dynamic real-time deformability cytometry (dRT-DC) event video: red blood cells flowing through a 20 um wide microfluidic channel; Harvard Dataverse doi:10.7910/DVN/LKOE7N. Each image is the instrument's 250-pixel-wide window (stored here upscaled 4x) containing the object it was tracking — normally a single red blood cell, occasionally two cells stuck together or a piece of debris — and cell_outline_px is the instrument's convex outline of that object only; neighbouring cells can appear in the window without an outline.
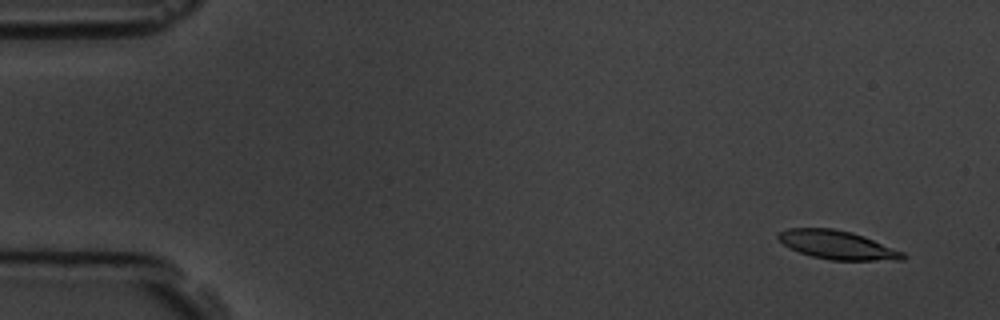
{"species": "common noctule bat (a hibernating species)", "species_latin": "Nyctalus noctula", "temperature_condition": "room temperature", "stored_images_in_passage": 7, "camera_frame_rate_fps": 3000, "um_per_image_px": 0.085, "animal": {"sex": "male", "body_mass_g": 19.5, "forearm_length_mm": 54.6}, "frame": {"image": 1, "passage_image": 2, "time_ms": 1.0, "image_size_px": [1000, 320], "cell_outline_px": [[908, 256], [904, 260], [832, 260], [812, 256], [800, 252], [784, 244], [776, 236], [780, 232], [788, 228], [832, 228], [852, 232], [864, 236], [904, 252]], "centroid_in_image_um": [71.22, 20.82], "position_along_channel_um": 13.8, "area_um2": 20.63}}
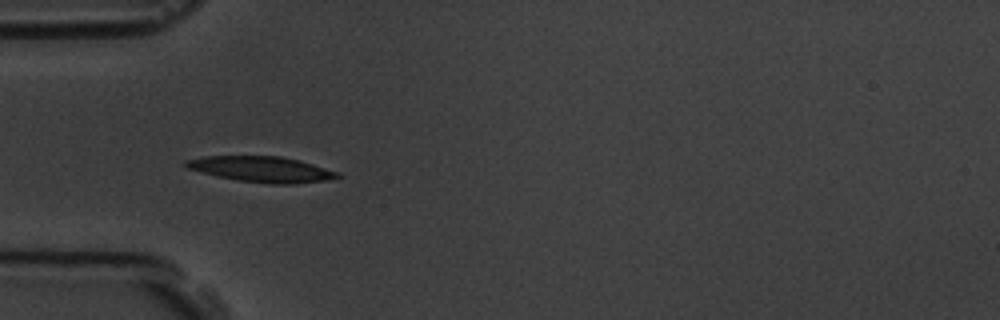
{"frame": {"image": 2, "passage_image": 6, "time_ms": 5.667, "image_size_px": [1000, 320], "cell_outline_px": [[340, 176], [324, 180], [296, 184], [268, 184], [240, 180], [216, 176], [188, 168], [180, 164], [184, 160], [204, 156], [280, 156], [300, 160], [340, 172]], "centroid_in_image_um": [22.21, 14.38], "position_along_channel_um": 62.8, "area_um2": 22.72}}